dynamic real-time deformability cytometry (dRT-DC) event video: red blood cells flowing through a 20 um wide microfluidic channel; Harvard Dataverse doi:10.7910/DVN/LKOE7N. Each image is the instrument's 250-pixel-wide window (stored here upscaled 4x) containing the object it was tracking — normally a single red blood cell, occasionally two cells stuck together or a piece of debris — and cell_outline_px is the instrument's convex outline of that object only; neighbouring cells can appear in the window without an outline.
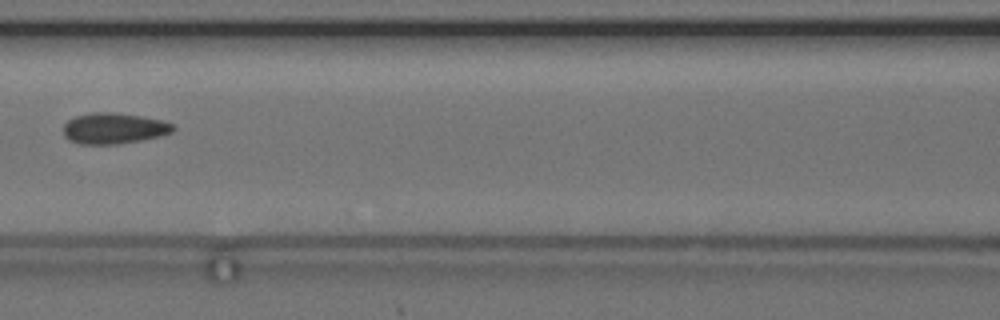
{"species": "common noctule bat (a hibernating species)", "species_latin": "Nyctalus noctula", "temperature_condition": "cold", "stored_images_in_passage": 8, "camera_frame_rate_fps": 3000, "um_per_image_px": 0.085, "animal": {"sex": "female", "body_mass_g": 24.6, "forearm_length_mm": 56.2}, "frame": {"image": 1, "passage_image": 7, "time_ms": 7.667, "image_size_px": [1000, 320], "cell_outline_px": [[176, 128], [172, 132], [160, 136], [140, 140], [116, 144], [80, 144], [68, 140], [64, 136], [64, 124], [68, 120], [76, 116], [88, 112], [108, 112], [140, 116], [164, 120], [172, 124]], "centroid_in_image_um": [9.66, 10.91], "position_along_channel_um": 156.9, "area_um2": 19.77}}
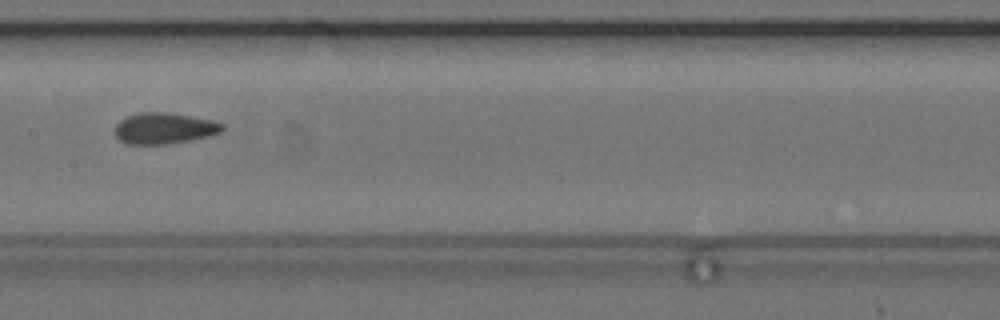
{"frame": {"image": 2, "passage_image": 8, "time_ms": 8.667, "image_size_px": [1000, 320], "cell_outline_px": [[224, 128], [220, 132], [208, 136], [168, 144], [124, 144], [116, 136], [116, 124], [120, 120], [128, 116], [140, 112], [168, 112], [212, 120], [224, 124]], "centroid_in_image_um": [13.94, 10.9], "position_along_channel_um": 193.5, "area_um2": 19.36}}